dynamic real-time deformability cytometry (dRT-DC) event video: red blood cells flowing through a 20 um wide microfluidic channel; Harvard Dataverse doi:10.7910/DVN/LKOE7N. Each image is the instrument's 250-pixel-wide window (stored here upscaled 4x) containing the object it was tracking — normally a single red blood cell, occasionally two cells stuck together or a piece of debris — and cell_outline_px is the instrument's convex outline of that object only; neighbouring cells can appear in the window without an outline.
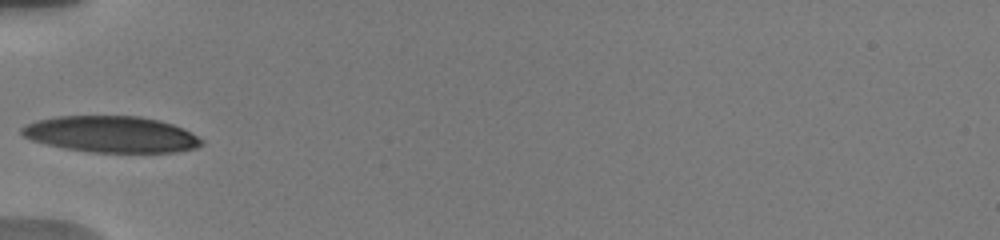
{"species": "human", "species_latin": "Homo sapiens", "temperature_condition": "warm", "stored_images_in_passage": 49, "camera_frame_rate_fps": 3000, "um_per_image_px": 0.085, "donor": {"sex": "male"}, "frame": {"image": 1, "passage_image": 1, "time_ms": 0.0, "image_size_px": [1000, 240], "cell_outline_px": [[204, 144], [196, 148], [176, 152], [88, 152], [64, 148], [32, 140], [24, 136], [20, 132], [20, 128], [36, 120], [56, 116], [140, 116], [160, 120], [184, 128], [204, 140]], "centroid_in_image_um": [9.48, 11.41], "position_along_channel_um": 75.5, "area_um2": 38.21}}
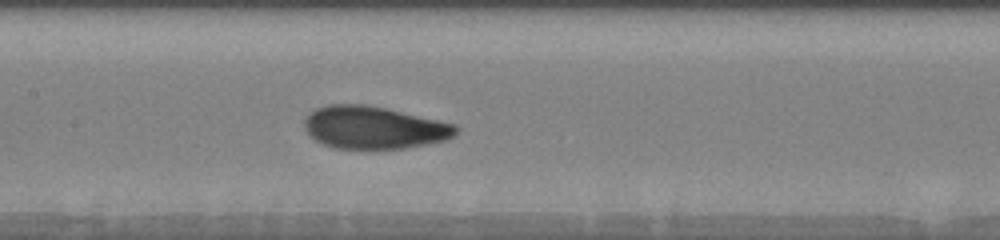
{"frame": {"image": 2, "passage_image": 18, "time_ms": 2.667, "image_size_px": [1000, 240], "cell_outline_px": [[460, 128], [452, 136], [444, 140], [404, 148], [336, 148], [324, 144], [308, 136], [304, 128], [304, 120], [316, 108], [328, 104], [364, 104], [384, 108], [456, 124]], "centroid_in_image_um": [31.75, 10.83], "position_along_channel_um": 175.7, "area_um2": 37.17}}
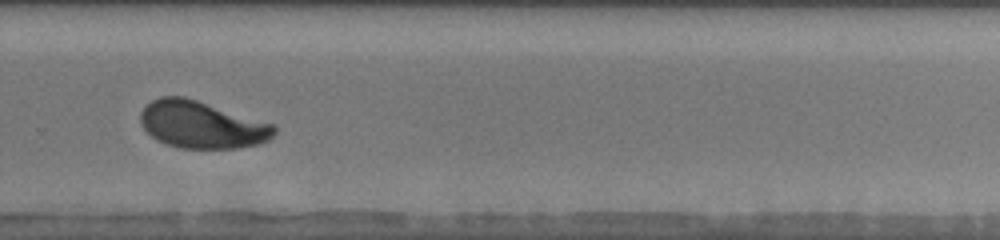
{"frame": {"image": 3, "passage_image": 42, "time_ms": 6.333, "image_size_px": [1000, 240], "cell_outline_px": [[276, 132], [268, 140], [260, 144], [236, 148], [180, 148], [164, 144], [156, 140], [140, 124], [140, 112], [152, 100], [160, 96], [184, 96], [272, 124], [276, 128]], "centroid_in_image_um": [17.11, 10.61], "position_along_channel_um": 312.7, "area_um2": 36.53}}